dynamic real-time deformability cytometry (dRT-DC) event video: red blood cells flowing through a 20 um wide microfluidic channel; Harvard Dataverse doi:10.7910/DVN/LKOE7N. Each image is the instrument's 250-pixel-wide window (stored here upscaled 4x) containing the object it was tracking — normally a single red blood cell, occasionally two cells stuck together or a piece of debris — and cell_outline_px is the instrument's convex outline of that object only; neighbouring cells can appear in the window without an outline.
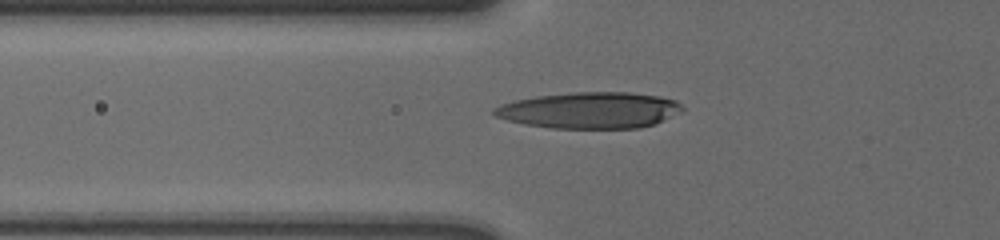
{"species": "human", "species_latin": "Homo sapiens", "temperature_condition": "cold", "stored_images_in_passage": 45, "camera_frame_rate_fps": 3000, "um_per_image_px": 0.085, "donor": {"sex": "male"}, "frame": {"image": 1, "passage_image": 10, "time_ms": 3.0, "image_size_px": [1000, 240], "cell_outline_px": [[684, 108], [680, 112], [652, 124], [636, 128], [552, 128], [524, 124], [508, 120], [496, 116], [492, 112], [492, 108], [500, 104], [516, 100], [536, 96], [572, 92], [632, 92], [660, 96], [676, 100]], "centroid_in_image_um": [50.1, 9.36], "position_along_channel_um": 75.7, "area_um2": 39.65}}
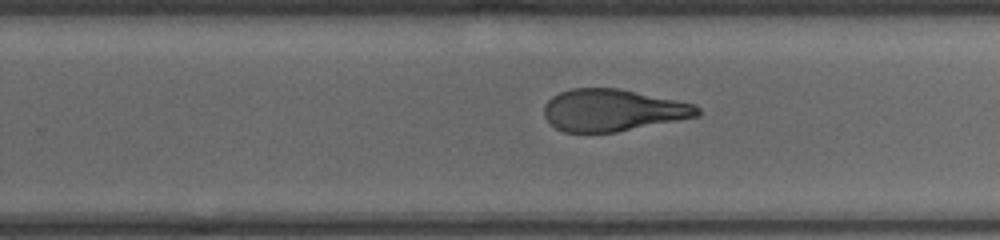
{"frame": {"image": 2, "passage_image": 27, "time_ms": 8.667, "image_size_px": [1000, 240], "cell_outline_px": [[700, 116], [616, 132], [564, 132], [556, 128], [544, 116], [544, 104], [552, 96], [560, 92], [572, 88], [620, 88], [696, 104], [700, 108]], "centroid_in_image_um": [52.1, 9.36], "position_along_channel_um": 277.7, "area_um2": 37.63}}
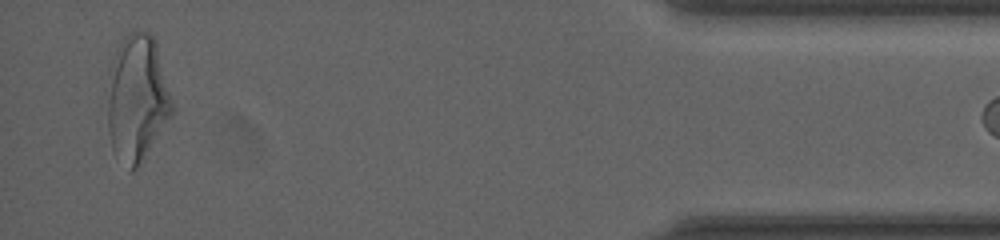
{"frame": {"image": 3, "passage_image": 44, "time_ms": 14.333, "image_size_px": [1000, 240], "cell_outline_px": [[172, 116], [136, 168], [132, 172], [128, 172], [112, 148], [108, 128], [108, 72], [112, 60], [124, 36], [128, 32], [148, 32], [156, 40], [172, 100]], "centroid_in_image_um": [11.64, 8.35], "position_along_channel_um": 423.6, "area_um2": 47.45}}